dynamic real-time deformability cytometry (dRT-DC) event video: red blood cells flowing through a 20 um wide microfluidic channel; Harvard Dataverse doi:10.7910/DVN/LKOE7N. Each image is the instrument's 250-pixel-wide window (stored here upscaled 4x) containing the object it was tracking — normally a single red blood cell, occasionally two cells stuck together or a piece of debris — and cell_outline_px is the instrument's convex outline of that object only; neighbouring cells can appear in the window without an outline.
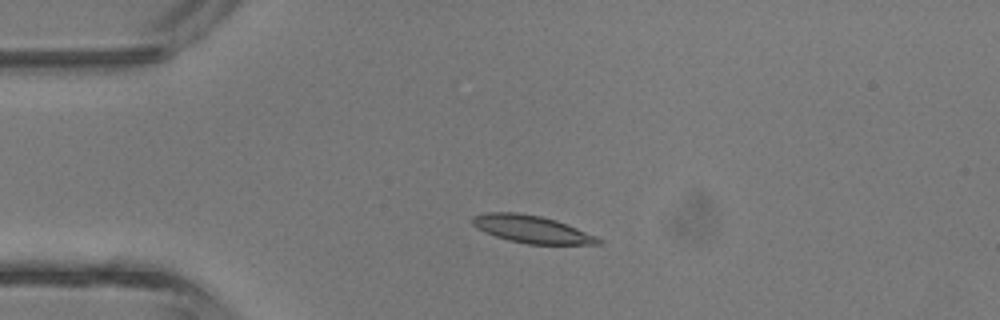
{"species": "common noctule bat (a hibernating species)", "species_latin": "Nyctalus noctula", "temperature_condition": "room temperature", "stored_images_in_passage": 34, "camera_frame_rate_fps": 3000, "um_per_image_px": 0.085, "animal": {"sex": "male", "body_mass_g": 13.3}, "frame": {"image": 1, "passage_image": 1, "time_ms": 0.0, "image_size_px": [1000, 320], "cell_outline_px": [[604, 244], [528, 244], [508, 240], [484, 232], [472, 224], [472, 216], [484, 212], [516, 212], [540, 216], [556, 220], [596, 236], [604, 240]], "centroid_in_image_um": [45.19, 19.48], "position_along_channel_um": 39.8, "area_um2": 20.11}}
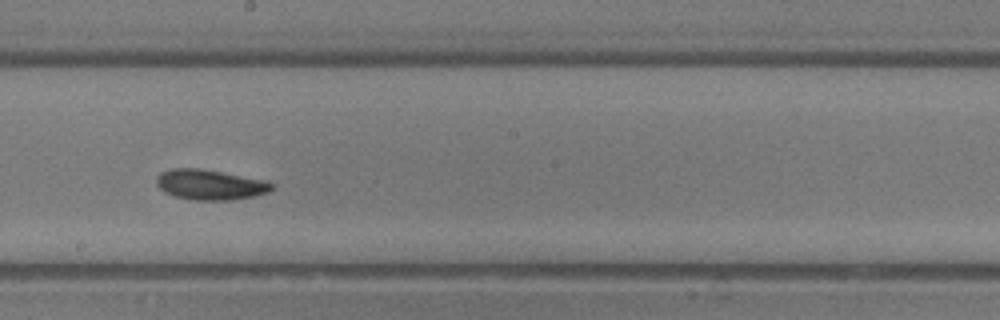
{"frame": {"image": 2, "passage_image": 15, "time_ms": 4.667, "image_size_px": [1000, 320], "cell_outline_px": [[272, 188], [268, 192], [252, 196], [232, 200], [196, 200], [176, 196], [164, 192], [156, 184], [156, 176], [160, 172], [172, 168], [200, 168], [264, 180], [272, 184]], "centroid_in_image_um": [17.8, 15.69], "position_along_channel_um": 230.4, "area_um2": 20.11}}
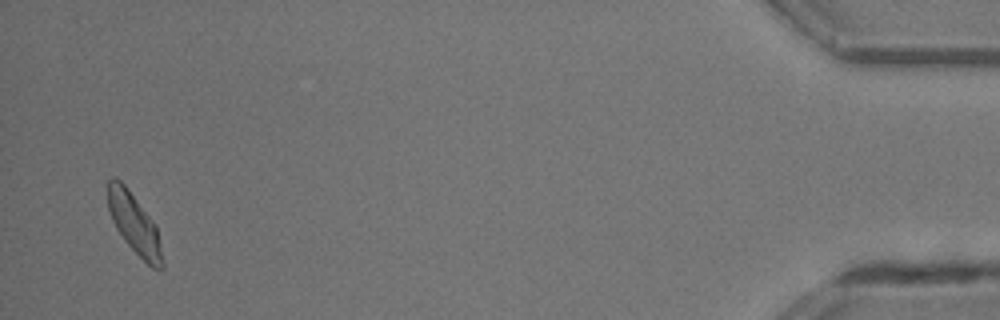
{"frame": {"image": 3, "passage_image": 33, "time_ms": 10.667, "image_size_px": [1000, 320], "cell_outline_px": [[164, 268], [152, 268], [124, 240], [116, 228], [112, 220], [108, 208], [108, 180], [112, 176], [116, 176], [128, 188], [156, 224], [164, 264]], "centroid_in_image_um": [11.41, 18.98], "position_along_channel_um": 423.8, "area_um2": 19.02}, "authors_computed_cell_mechanics": {"area_um2": 19.4497, "velocity_mm_per_s": 4.7116, "shape_relaxation_time_tau1_ms": 3.3382, "shape_relaxation_time_tau2_ms": 3.3824, "deformation_change_tau1": 0.1407, "deformation_change_tau2": 0.0925}}